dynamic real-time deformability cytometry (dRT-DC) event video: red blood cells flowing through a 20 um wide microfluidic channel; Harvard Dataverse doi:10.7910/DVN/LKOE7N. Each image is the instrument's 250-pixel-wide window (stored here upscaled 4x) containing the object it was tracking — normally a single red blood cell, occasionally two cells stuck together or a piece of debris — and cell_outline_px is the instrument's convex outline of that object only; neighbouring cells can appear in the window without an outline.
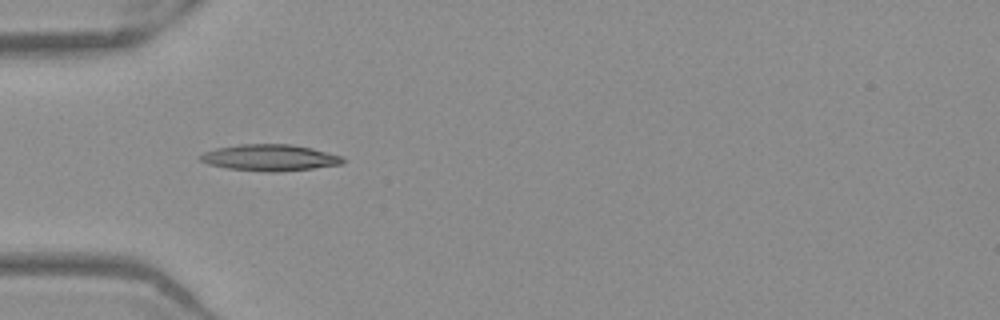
{"species": "Egyptian fruit bat (a non-hibernating species)", "species_latin": "Rousettus aegyptiacus", "temperature_condition": "warm", "stored_images_in_passage": 36, "camera_frame_rate_fps": 3000, "um_per_image_px": 0.085, "frame": {"image": 1, "passage_image": 1, "time_ms": 0.0, "image_size_px": [1000, 320], "cell_outline_px": [[344, 164], [312, 168], [276, 172], [268, 172], [228, 168], [208, 164], [200, 160], [196, 156], [204, 152], [216, 148], [240, 144], [292, 144], [312, 148], [344, 156]], "centroid_in_image_um": [22.94, 13.39], "position_along_channel_um": 62.1, "area_um2": 22.02}}
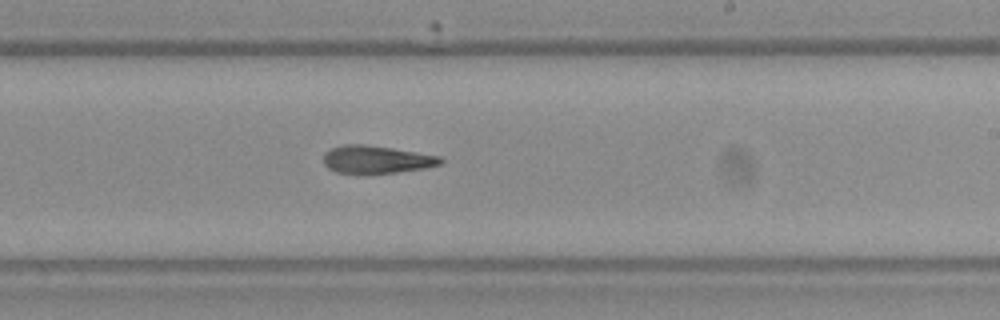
{"frame": {"image": 2, "passage_image": 16, "time_ms": 5.0, "image_size_px": [1000, 320], "cell_outline_px": [[444, 160], [440, 164], [428, 168], [396, 172], [336, 172], [328, 168], [324, 164], [324, 152], [340, 144], [368, 144], [440, 156]], "centroid_in_image_um": [32.0, 13.53], "position_along_channel_um": 257.0, "area_um2": 18.73}}
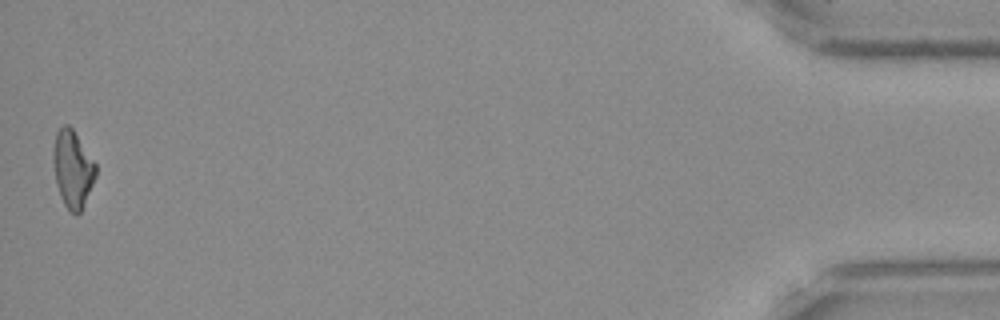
{"frame": {"image": 3, "passage_image": 36, "time_ms": 11.667, "image_size_px": [1000, 320], "cell_outline_px": [[96, 176], [84, 204], [80, 212], [76, 216], [64, 204], [60, 196], [56, 184], [52, 160], [52, 152], [56, 132], [64, 124], [68, 124], [72, 128], [96, 164]], "centroid_in_image_um": [6.15, 14.35], "position_along_channel_um": 429.0, "area_um2": 19.07}, "authors_computed_cell_mechanics": {"area_um2": 19.8832, "velocity_mm_per_s": 3.9427, "shape_relaxation_time_tau1_ms": null, "shape_relaxation_time_tau2_ms": 4.4232, "deformation_change_tau1": null, "deformation_change_tau2": 0.162}}